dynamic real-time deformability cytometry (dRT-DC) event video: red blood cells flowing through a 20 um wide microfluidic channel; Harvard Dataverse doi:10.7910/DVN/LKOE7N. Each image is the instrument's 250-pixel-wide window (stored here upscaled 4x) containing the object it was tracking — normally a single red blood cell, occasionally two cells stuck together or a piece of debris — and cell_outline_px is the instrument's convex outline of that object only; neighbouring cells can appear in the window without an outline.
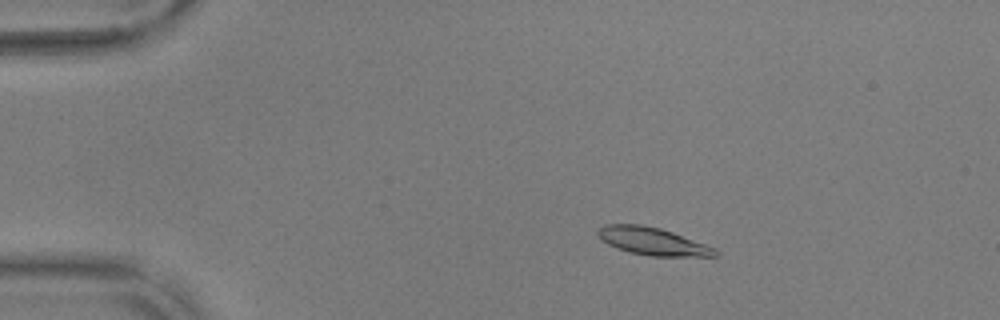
{"species": "common noctule bat (a hibernating species)", "species_latin": "Nyctalus noctula", "temperature_condition": "warm", "stored_images_in_passage": 49, "camera_frame_rate_fps": 3000, "um_per_image_px": 0.085, "animal": {"sex": "male", "body_mass_g": 17.9, "forearm_length_mm": 54.2}, "frame": {"image": 1, "passage_image": 4, "time_ms": 1.0, "image_size_px": [1000, 320], "cell_outline_px": [[720, 252], [716, 256], [652, 256], [628, 252], [616, 248], [600, 240], [596, 232], [596, 228], [604, 224], [640, 224], [660, 228], [672, 232], [716, 248]], "centroid_in_image_um": [55.42, 20.5], "position_along_channel_um": 29.6, "area_um2": 19.02}}
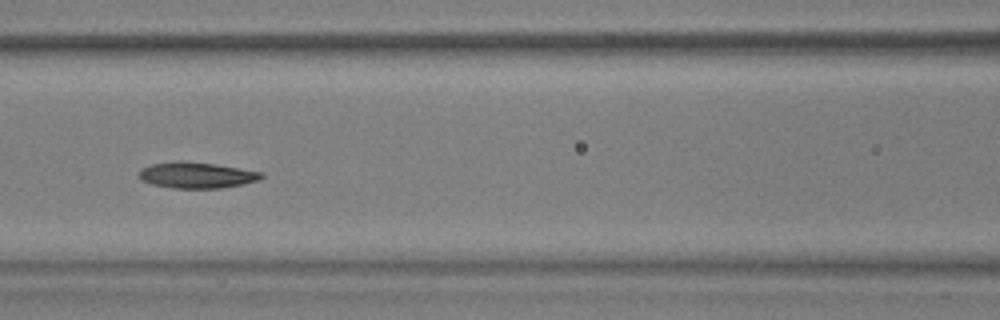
{"frame": {"image": 2, "passage_image": 19, "time_ms": 6.0, "image_size_px": [1000, 320], "cell_outline_px": [[264, 176], [260, 180], [244, 184], [224, 188], [172, 188], [152, 184], [140, 180], [140, 168], [152, 164], [180, 160], [216, 164], [264, 172]], "centroid_in_image_um": [16.75, 14.89], "position_along_channel_um": 149.8, "area_um2": 18.79}}
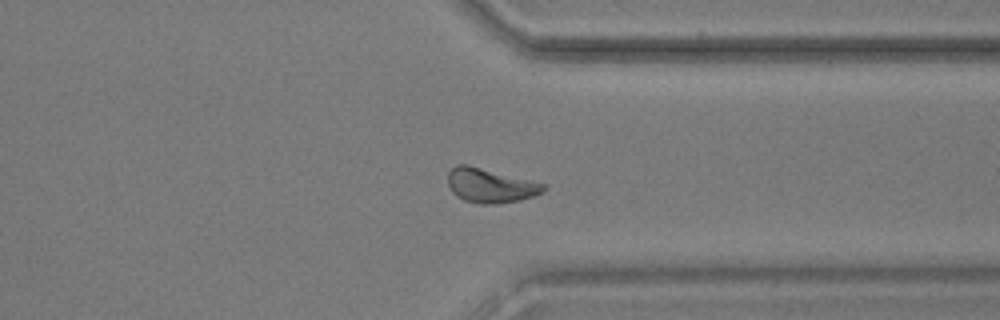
{"frame": {"image": 3, "passage_image": 37, "time_ms": 12.0, "image_size_px": [1000, 320], "cell_outline_px": [[548, 188], [544, 192], [520, 200], [496, 204], [476, 204], [464, 200], [456, 196], [452, 192], [448, 184], [448, 172], [456, 164], [468, 164], [548, 184]], "centroid_in_image_um": [41.7, 15.77], "position_along_channel_um": 369.7, "area_um2": 19.48}, "authors_computed_cell_mechanics": {"area_um2": 18.5538, "velocity_mm_per_s": 3.6776, "shape_relaxation_time_tau1_ms": 4.7251, "shape_relaxation_time_tau2_ms": null, "deformation_change_tau1": 0.1345, "deformation_change_tau2": null}}